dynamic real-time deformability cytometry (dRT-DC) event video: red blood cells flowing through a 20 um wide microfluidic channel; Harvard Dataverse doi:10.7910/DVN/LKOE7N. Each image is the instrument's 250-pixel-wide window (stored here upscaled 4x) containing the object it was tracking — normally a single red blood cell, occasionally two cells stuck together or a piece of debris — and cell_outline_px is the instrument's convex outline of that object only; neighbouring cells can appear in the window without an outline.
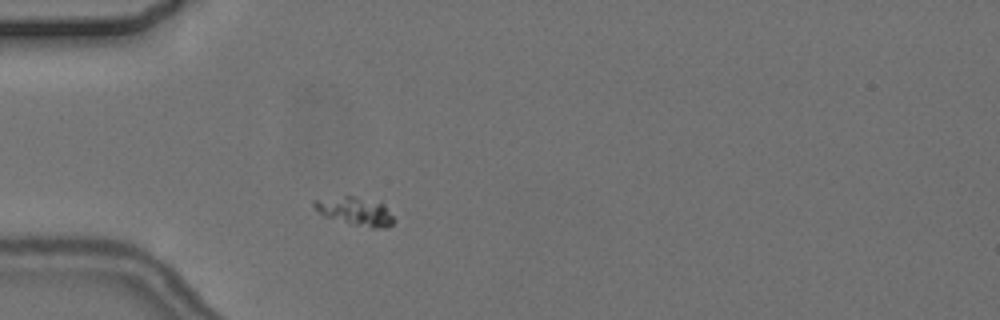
{"species": "common noctule bat (a hibernating species)", "species_latin": "Nyctalus noctula", "temperature_condition": "cold", "stored_images_in_passage": 3, "camera_frame_rate_fps": 3000, "um_per_image_px": 0.085, "animal": {"sex": "female", "body_mass_g": 24.6, "forearm_length_mm": 56.2}, "frame": {"image": 1, "passage_image": 2, "time_ms": 1.333, "image_size_px": [1000, 320], "cell_outline_px": [[396, 220], [392, 224], [384, 228], [372, 228], [324, 216], [312, 204], [312, 200], [344, 196], [356, 196], [384, 204]], "centroid_in_image_um": [30.23, 17.94], "position_along_channel_um": 54.8, "area_um2": 12.83}}